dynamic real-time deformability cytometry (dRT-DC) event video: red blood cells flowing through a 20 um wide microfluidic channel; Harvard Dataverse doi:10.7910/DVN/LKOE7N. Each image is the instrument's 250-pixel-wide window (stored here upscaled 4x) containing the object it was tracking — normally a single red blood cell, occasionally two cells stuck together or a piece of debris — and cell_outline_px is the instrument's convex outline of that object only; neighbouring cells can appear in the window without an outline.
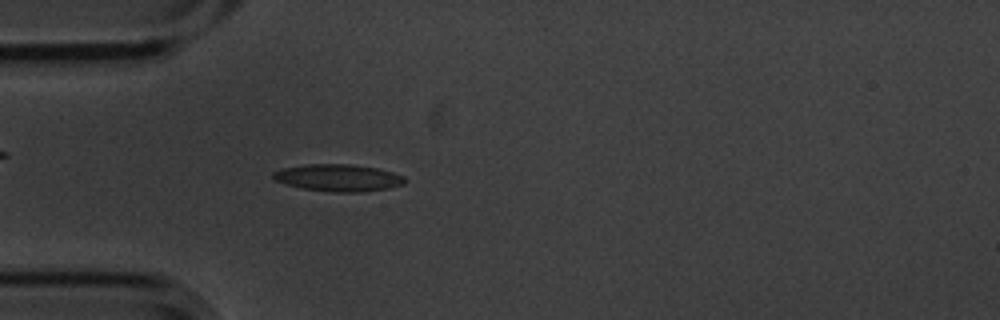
{"species": "common noctule bat (a hibernating species)", "species_latin": "Nyctalus noctula", "temperature_condition": "cold", "stored_images_in_passage": 2, "camera_frame_rate_fps": 3000, "um_per_image_px": 0.085, "animal": {"sex": "male", "body_mass_g": 20.1, "forearm_length_mm": 53.5}, "frame": {"image": 1, "passage_image": 2, "time_ms": 0.333, "image_size_px": [1000, 320], "cell_outline_px": [[408, 180], [404, 184], [388, 188], [360, 192], [332, 192], [300, 188], [276, 180], [272, 176], [272, 172], [280, 168], [308, 164], [348, 164], [376, 168], [392, 172], [404, 176]], "centroid_in_image_um": [28.75, 15.11], "position_along_channel_um": 56.2, "area_um2": 20.75}}